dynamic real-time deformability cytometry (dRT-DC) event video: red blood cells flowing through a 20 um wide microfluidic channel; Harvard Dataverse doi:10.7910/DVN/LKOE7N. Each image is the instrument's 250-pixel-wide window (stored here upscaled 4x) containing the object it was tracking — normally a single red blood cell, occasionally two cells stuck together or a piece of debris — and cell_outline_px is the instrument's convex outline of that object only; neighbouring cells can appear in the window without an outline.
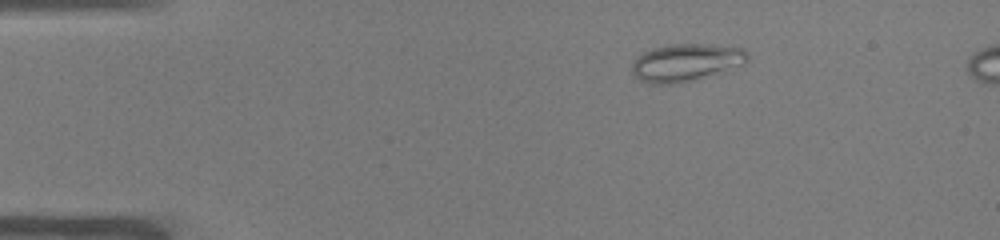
{"species": "common noctule bat (a hibernating species)", "species_latin": "Nyctalus noctula", "temperature_condition": "warm", "stored_images_in_passage": 44, "camera_frame_rate_fps": 3000, "um_per_image_px": 0.085, "animal": {"sex": "male", "body_mass_g": 19.0, "forearm_length_mm": 50.8}, "frame": {"image": 1, "passage_image": 1, "time_ms": 0.0, "image_size_px": [1000, 240], "cell_outline_px": [[748, 60], [744, 64], [688, 80], [672, 84], [652, 84], [640, 80], [632, 72], [632, 64], [644, 52], [652, 48], [664, 44], [708, 44], [744, 48], [748, 52]], "centroid_in_image_um": [58.29, 5.28], "position_along_channel_um": 26.7, "area_um2": 24.74}}
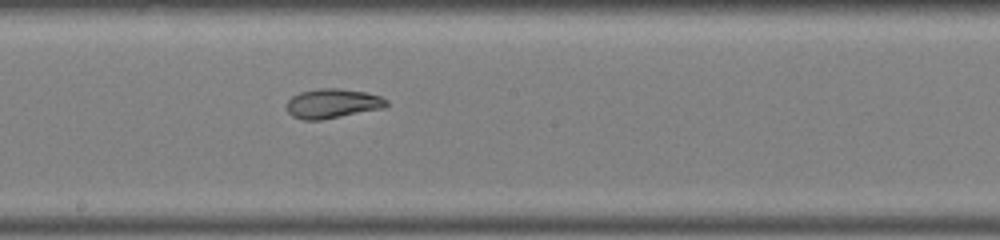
{"frame": {"image": 2, "passage_image": 21, "time_ms": 6.667, "image_size_px": [1000, 240], "cell_outline_px": [[388, 104], [384, 108], [320, 120], [304, 120], [292, 116], [288, 112], [288, 100], [292, 96], [300, 92], [320, 88], [340, 88], [364, 92], [380, 96], [388, 100]], "centroid_in_image_um": [28.27, 8.79], "position_along_channel_um": 219.9, "area_um2": 17.05}}
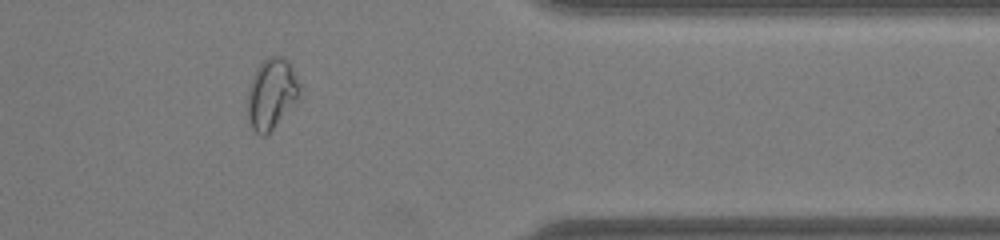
{"frame": {"image": 3, "passage_image": 35, "time_ms": 11.333, "image_size_px": [1000, 240], "cell_outline_px": [[300, 100], [264, 136], [260, 136], [248, 124], [248, 88], [260, 64], [264, 60], [272, 56], [284, 56], [288, 60], [300, 84]], "centroid_in_image_um": [23.11, 7.98], "position_along_channel_um": 388.3, "area_um2": 21.39}}